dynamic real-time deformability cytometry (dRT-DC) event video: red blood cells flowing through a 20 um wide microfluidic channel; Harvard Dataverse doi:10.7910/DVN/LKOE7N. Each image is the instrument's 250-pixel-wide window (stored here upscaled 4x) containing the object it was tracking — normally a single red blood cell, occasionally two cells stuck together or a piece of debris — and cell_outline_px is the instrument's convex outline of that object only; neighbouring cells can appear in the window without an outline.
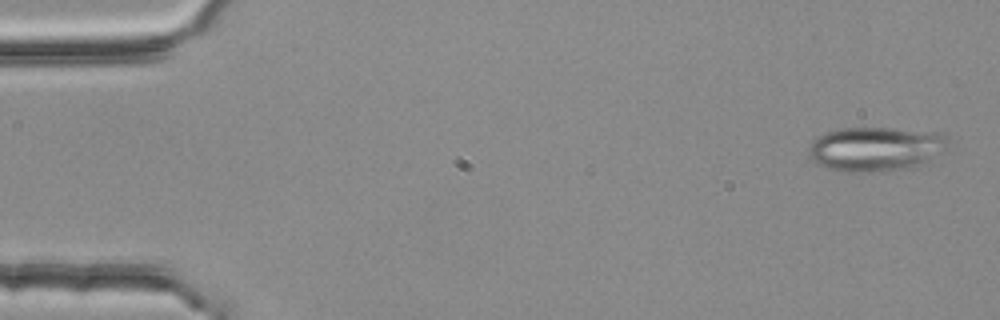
{"species": "common noctule bat (a hibernating species)", "species_latin": "Nyctalus noctula", "temperature_condition": "room temperature", "stored_images_in_passage": 3, "camera_frame_rate_fps": 3000, "um_per_image_px": 0.085, "animal": {"sex": "female", "body_mass_g": 25.1}, "frame": {"image": 1, "passage_image": 1, "time_ms": 0.0, "image_size_px": [1000, 320], "cell_outline_px": [[948, 140], [924, 164], [916, 168], [884, 172], [844, 172], [828, 168], [816, 164], [812, 160], [812, 140], [824, 132], [840, 128], [888, 128], [944, 132], [948, 136]], "centroid_in_image_um": [74.42, 12.66], "position_along_channel_um": 10.6, "area_um2": 36.01}}